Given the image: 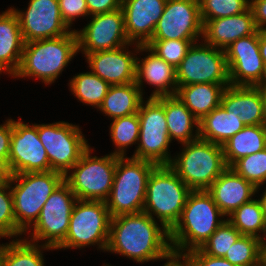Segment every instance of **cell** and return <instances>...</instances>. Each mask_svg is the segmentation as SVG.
<instances>
[{
  "label": "cell",
  "mask_w": 266,
  "mask_h": 266,
  "mask_svg": "<svg viewBox=\"0 0 266 266\" xmlns=\"http://www.w3.org/2000/svg\"><path fill=\"white\" fill-rule=\"evenodd\" d=\"M106 251L127 256L137 263L167 259L172 248L169 230L144 211L111 217Z\"/></svg>",
  "instance_id": "6da1fadb"
},
{
  "label": "cell",
  "mask_w": 266,
  "mask_h": 266,
  "mask_svg": "<svg viewBox=\"0 0 266 266\" xmlns=\"http://www.w3.org/2000/svg\"><path fill=\"white\" fill-rule=\"evenodd\" d=\"M223 216L207 190L191 191L179 220L169 230L172 251L186 254L200 249L225 221Z\"/></svg>",
  "instance_id": "7a4b0ae2"
},
{
  "label": "cell",
  "mask_w": 266,
  "mask_h": 266,
  "mask_svg": "<svg viewBox=\"0 0 266 266\" xmlns=\"http://www.w3.org/2000/svg\"><path fill=\"white\" fill-rule=\"evenodd\" d=\"M77 53L75 29L61 37L24 43L19 68L12 77H35L45 85L52 84Z\"/></svg>",
  "instance_id": "3957f363"
},
{
  "label": "cell",
  "mask_w": 266,
  "mask_h": 266,
  "mask_svg": "<svg viewBox=\"0 0 266 266\" xmlns=\"http://www.w3.org/2000/svg\"><path fill=\"white\" fill-rule=\"evenodd\" d=\"M191 191L169 165H157L148 178L143 211L152 218L155 215L160 225L170 230Z\"/></svg>",
  "instance_id": "277c9868"
},
{
  "label": "cell",
  "mask_w": 266,
  "mask_h": 266,
  "mask_svg": "<svg viewBox=\"0 0 266 266\" xmlns=\"http://www.w3.org/2000/svg\"><path fill=\"white\" fill-rule=\"evenodd\" d=\"M182 146L169 166L192 191L207 190L227 168L223 147L200 138Z\"/></svg>",
  "instance_id": "5b68a950"
},
{
  "label": "cell",
  "mask_w": 266,
  "mask_h": 266,
  "mask_svg": "<svg viewBox=\"0 0 266 266\" xmlns=\"http://www.w3.org/2000/svg\"><path fill=\"white\" fill-rule=\"evenodd\" d=\"M9 181L16 224L25 234L39 218L49 196L64 181V175L57 171L17 173Z\"/></svg>",
  "instance_id": "8992f818"
},
{
  "label": "cell",
  "mask_w": 266,
  "mask_h": 266,
  "mask_svg": "<svg viewBox=\"0 0 266 266\" xmlns=\"http://www.w3.org/2000/svg\"><path fill=\"white\" fill-rule=\"evenodd\" d=\"M152 162L118 157L112 189L105 201L111 217L143 211Z\"/></svg>",
  "instance_id": "52a82bcc"
},
{
  "label": "cell",
  "mask_w": 266,
  "mask_h": 266,
  "mask_svg": "<svg viewBox=\"0 0 266 266\" xmlns=\"http://www.w3.org/2000/svg\"><path fill=\"white\" fill-rule=\"evenodd\" d=\"M89 147L78 162L64 175V181L79 200L106 201L113 185L119 156H91ZM72 171V172H71Z\"/></svg>",
  "instance_id": "ba28073f"
},
{
  "label": "cell",
  "mask_w": 266,
  "mask_h": 266,
  "mask_svg": "<svg viewBox=\"0 0 266 266\" xmlns=\"http://www.w3.org/2000/svg\"><path fill=\"white\" fill-rule=\"evenodd\" d=\"M111 215L104 201L77 200L72 210L69 229L58 249L89 247L97 244L106 251Z\"/></svg>",
  "instance_id": "9c48e42d"
},
{
  "label": "cell",
  "mask_w": 266,
  "mask_h": 266,
  "mask_svg": "<svg viewBox=\"0 0 266 266\" xmlns=\"http://www.w3.org/2000/svg\"><path fill=\"white\" fill-rule=\"evenodd\" d=\"M138 146L132 158L141 159L155 165H170L172 157L168 150L169 139L164 112V96L142 101L139 111Z\"/></svg>",
  "instance_id": "30bf717a"
},
{
  "label": "cell",
  "mask_w": 266,
  "mask_h": 266,
  "mask_svg": "<svg viewBox=\"0 0 266 266\" xmlns=\"http://www.w3.org/2000/svg\"><path fill=\"white\" fill-rule=\"evenodd\" d=\"M52 171L65 175L90 147L79 126L65 121L37 124Z\"/></svg>",
  "instance_id": "8fae6325"
},
{
  "label": "cell",
  "mask_w": 266,
  "mask_h": 266,
  "mask_svg": "<svg viewBox=\"0 0 266 266\" xmlns=\"http://www.w3.org/2000/svg\"><path fill=\"white\" fill-rule=\"evenodd\" d=\"M77 200L70 186L63 181L43 205L39 218L29 229L33 231L30 234L32 238H28L27 241L38 244L39 240H45L42 245L57 250L65 240Z\"/></svg>",
  "instance_id": "7c38bea8"
},
{
  "label": "cell",
  "mask_w": 266,
  "mask_h": 266,
  "mask_svg": "<svg viewBox=\"0 0 266 266\" xmlns=\"http://www.w3.org/2000/svg\"><path fill=\"white\" fill-rule=\"evenodd\" d=\"M201 42L193 43L175 68L177 85L230 83L225 51Z\"/></svg>",
  "instance_id": "4fadbf2b"
},
{
  "label": "cell",
  "mask_w": 266,
  "mask_h": 266,
  "mask_svg": "<svg viewBox=\"0 0 266 266\" xmlns=\"http://www.w3.org/2000/svg\"><path fill=\"white\" fill-rule=\"evenodd\" d=\"M91 20L77 31L78 52L89 53L135 45L128 40L122 8L90 16Z\"/></svg>",
  "instance_id": "5bb4252c"
},
{
  "label": "cell",
  "mask_w": 266,
  "mask_h": 266,
  "mask_svg": "<svg viewBox=\"0 0 266 266\" xmlns=\"http://www.w3.org/2000/svg\"><path fill=\"white\" fill-rule=\"evenodd\" d=\"M8 168L11 175L52 171L44 145L38 137L37 124L29 125L21 119H12Z\"/></svg>",
  "instance_id": "9a60e30c"
},
{
  "label": "cell",
  "mask_w": 266,
  "mask_h": 266,
  "mask_svg": "<svg viewBox=\"0 0 266 266\" xmlns=\"http://www.w3.org/2000/svg\"><path fill=\"white\" fill-rule=\"evenodd\" d=\"M202 33L199 2L167 0L151 40L198 39Z\"/></svg>",
  "instance_id": "2e32d148"
},
{
  "label": "cell",
  "mask_w": 266,
  "mask_h": 266,
  "mask_svg": "<svg viewBox=\"0 0 266 266\" xmlns=\"http://www.w3.org/2000/svg\"><path fill=\"white\" fill-rule=\"evenodd\" d=\"M12 9L18 17L24 43L57 38L73 31L64 23L58 0H30L25 12Z\"/></svg>",
  "instance_id": "e0dca14e"
},
{
  "label": "cell",
  "mask_w": 266,
  "mask_h": 266,
  "mask_svg": "<svg viewBox=\"0 0 266 266\" xmlns=\"http://www.w3.org/2000/svg\"><path fill=\"white\" fill-rule=\"evenodd\" d=\"M230 85L255 86L261 79L264 62L259 51V30L232 42L225 50Z\"/></svg>",
  "instance_id": "ac0fdd59"
},
{
  "label": "cell",
  "mask_w": 266,
  "mask_h": 266,
  "mask_svg": "<svg viewBox=\"0 0 266 266\" xmlns=\"http://www.w3.org/2000/svg\"><path fill=\"white\" fill-rule=\"evenodd\" d=\"M167 0H122L125 31L131 43L146 45L163 14Z\"/></svg>",
  "instance_id": "d6986e66"
},
{
  "label": "cell",
  "mask_w": 266,
  "mask_h": 266,
  "mask_svg": "<svg viewBox=\"0 0 266 266\" xmlns=\"http://www.w3.org/2000/svg\"><path fill=\"white\" fill-rule=\"evenodd\" d=\"M122 46L112 50L89 53L86 56L91 71L110 85L136 81L137 55ZM136 55V57H135Z\"/></svg>",
  "instance_id": "ffe728a7"
},
{
  "label": "cell",
  "mask_w": 266,
  "mask_h": 266,
  "mask_svg": "<svg viewBox=\"0 0 266 266\" xmlns=\"http://www.w3.org/2000/svg\"><path fill=\"white\" fill-rule=\"evenodd\" d=\"M136 53L149 52L144 59L136 58V84L142 92L143 82L156 89L149 98L175 95L177 91L176 69L158 57L146 45L135 44ZM144 80V81H143Z\"/></svg>",
  "instance_id": "44dd1931"
},
{
  "label": "cell",
  "mask_w": 266,
  "mask_h": 266,
  "mask_svg": "<svg viewBox=\"0 0 266 266\" xmlns=\"http://www.w3.org/2000/svg\"><path fill=\"white\" fill-rule=\"evenodd\" d=\"M202 22L204 43L222 50L237 39L258 31L250 8L238 15L202 20Z\"/></svg>",
  "instance_id": "7402d4cb"
},
{
  "label": "cell",
  "mask_w": 266,
  "mask_h": 266,
  "mask_svg": "<svg viewBox=\"0 0 266 266\" xmlns=\"http://www.w3.org/2000/svg\"><path fill=\"white\" fill-rule=\"evenodd\" d=\"M220 211L229 216L258 192L249 181L227 167L207 189Z\"/></svg>",
  "instance_id": "603a6c76"
},
{
  "label": "cell",
  "mask_w": 266,
  "mask_h": 266,
  "mask_svg": "<svg viewBox=\"0 0 266 266\" xmlns=\"http://www.w3.org/2000/svg\"><path fill=\"white\" fill-rule=\"evenodd\" d=\"M221 105L227 112L238 115L245 125H264L262 94L255 86H227Z\"/></svg>",
  "instance_id": "cb8c5ba5"
},
{
  "label": "cell",
  "mask_w": 266,
  "mask_h": 266,
  "mask_svg": "<svg viewBox=\"0 0 266 266\" xmlns=\"http://www.w3.org/2000/svg\"><path fill=\"white\" fill-rule=\"evenodd\" d=\"M23 47L19 20L10 7L0 14V74L6 71L14 75L21 62Z\"/></svg>",
  "instance_id": "d4e9b609"
},
{
  "label": "cell",
  "mask_w": 266,
  "mask_h": 266,
  "mask_svg": "<svg viewBox=\"0 0 266 266\" xmlns=\"http://www.w3.org/2000/svg\"><path fill=\"white\" fill-rule=\"evenodd\" d=\"M230 83H199L177 86L176 96L200 121L221 104L224 89Z\"/></svg>",
  "instance_id": "484cf974"
},
{
  "label": "cell",
  "mask_w": 266,
  "mask_h": 266,
  "mask_svg": "<svg viewBox=\"0 0 266 266\" xmlns=\"http://www.w3.org/2000/svg\"><path fill=\"white\" fill-rule=\"evenodd\" d=\"M164 112L170 141L185 144L199 138V120L176 95L164 96Z\"/></svg>",
  "instance_id": "4316f807"
},
{
  "label": "cell",
  "mask_w": 266,
  "mask_h": 266,
  "mask_svg": "<svg viewBox=\"0 0 266 266\" xmlns=\"http://www.w3.org/2000/svg\"><path fill=\"white\" fill-rule=\"evenodd\" d=\"M245 126L238 115L220 104L199 121V138L222 146Z\"/></svg>",
  "instance_id": "83f0119b"
},
{
  "label": "cell",
  "mask_w": 266,
  "mask_h": 266,
  "mask_svg": "<svg viewBox=\"0 0 266 266\" xmlns=\"http://www.w3.org/2000/svg\"><path fill=\"white\" fill-rule=\"evenodd\" d=\"M143 100V92L136 82L111 85L98 109L113 120L138 113Z\"/></svg>",
  "instance_id": "f1b7e54d"
},
{
  "label": "cell",
  "mask_w": 266,
  "mask_h": 266,
  "mask_svg": "<svg viewBox=\"0 0 266 266\" xmlns=\"http://www.w3.org/2000/svg\"><path fill=\"white\" fill-rule=\"evenodd\" d=\"M222 147L225 163L230 167L236 160L266 148V126L246 125Z\"/></svg>",
  "instance_id": "f546056e"
},
{
  "label": "cell",
  "mask_w": 266,
  "mask_h": 266,
  "mask_svg": "<svg viewBox=\"0 0 266 266\" xmlns=\"http://www.w3.org/2000/svg\"><path fill=\"white\" fill-rule=\"evenodd\" d=\"M230 217V218H229ZM227 220L242 234L264 239L259 233L266 237V220L257 199L242 204Z\"/></svg>",
  "instance_id": "4dcf8cb0"
},
{
  "label": "cell",
  "mask_w": 266,
  "mask_h": 266,
  "mask_svg": "<svg viewBox=\"0 0 266 266\" xmlns=\"http://www.w3.org/2000/svg\"><path fill=\"white\" fill-rule=\"evenodd\" d=\"M72 94L76 98L87 105L99 108L104 97L109 91L110 84L90 72L79 73L75 75L69 83Z\"/></svg>",
  "instance_id": "1f68e13d"
},
{
  "label": "cell",
  "mask_w": 266,
  "mask_h": 266,
  "mask_svg": "<svg viewBox=\"0 0 266 266\" xmlns=\"http://www.w3.org/2000/svg\"><path fill=\"white\" fill-rule=\"evenodd\" d=\"M42 249L53 250L42 244L29 242L26 238L12 240L4 244L3 266H45Z\"/></svg>",
  "instance_id": "d6a6232c"
},
{
  "label": "cell",
  "mask_w": 266,
  "mask_h": 266,
  "mask_svg": "<svg viewBox=\"0 0 266 266\" xmlns=\"http://www.w3.org/2000/svg\"><path fill=\"white\" fill-rule=\"evenodd\" d=\"M139 128L138 113L113 119L109 133L116 149L112 154L125 157L126 148L138 144Z\"/></svg>",
  "instance_id": "836d02e7"
},
{
  "label": "cell",
  "mask_w": 266,
  "mask_h": 266,
  "mask_svg": "<svg viewBox=\"0 0 266 266\" xmlns=\"http://www.w3.org/2000/svg\"><path fill=\"white\" fill-rule=\"evenodd\" d=\"M223 258L235 266H259L262 263V240L241 235Z\"/></svg>",
  "instance_id": "e575fe53"
},
{
  "label": "cell",
  "mask_w": 266,
  "mask_h": 266,
  "mask_svg": "<svg viewBox=\"0 0 266 266\" xmlns=\"http://www.w3.org/2000/svg\"><path fill=\"white\" fill-rule=\"evenodd\" d=\"M230 167L255 188L260 189L266 182V148L236 160Z\"/></svg>",
  "instance_id": "d590c367"
},
{
  "label": "cell",
  "mask_w": 266,
  "mask_h": 266,
  "mask_svg": "<svg viewBox=\"0 0 266 266\" xmlns=\"http://www.w3.org/2000/svg\"><path fill=\"white\" fill-rule=\"evenodd\" d=\"M241 235L226 219L202 245L200 250L207 255L223 258Z\"/></svg>",
  "instance_id": "8d00e7d4"
},
{
  "label": "cell",
  "mask_w": 266,
  "mask_h": 266,
  "mask_svg": "<svg viewBox=\"0 0 266 266\" xmlns=\"http://www.w3.org/2000/svg\"><path fill=\"white\" fill-rule=\"evenodd\" d=\"M199 39H181V40H150L146 46L158 57L177 68L188 49Z\"/></svg>",
  "instance_id": "74e56055"
},
{
  "label": "cell",
  "mask_w": 266,
  "mask_h": 266,
  "mask_svg": "<svg viewBox=\"0 0 266 266\" xmlns=\"http://www.w3.org/2000/svg\"><path fill=\"white\" fill-rule=\"evenodd\" d=\"M199 5L201 19L212 20L245 12L250 7V0H202Z\"/></svg>",
  "instance_id": "f35d334b"
},
{
  "label": "cell",
  "mask_w": 266,
  "mask_h": 266,
  "mask_svg": "<svg viewBox=\"0 0 266 266\" xmlns=\"http://www.w3.org/2000/svg\"><path fill=\"white\" fill-rule=\"evenodd\" d=\"M24 233L17 227L10 181L0 183V238L18 237Z\"/></svg>",
  "instance_id": "ab89813d"
},
{
  "label": "cell",
  "mask_w": 266,
  "mask_h": 266,
  "mask_svg": "<svg viewBox=\"0 0 266 266\" xmlns=\"http://www.w3.org/2000/svg\"><path fill=\"white\" fill-rule=\"evenodd\" d=\"M61 16L64 23L71 29L75 18L89 15L86 0H58Z\"/></svg>",
  "instance_id": "60d3db41"
},
{
  "label": "cell",
  "mask_w": 266,
  "mask_h": 266,
  "mask_svg": "<svg viewBox=\"0 0 266 266\" xmlns=\"http://www.w3.org/2000/svg\"><path fill=\"white\" fill-rule=\"evenodd\" d=\"M186 255L197 266H235L225 258L213 257L203 253L200 249H195L186 253Z\"/></svg>",
  "instance_id": "b9f144b4"
},
{
  "label": "cell",
  "mask_w": 266,
  "mask_h": 266,
  "mask_svg": "<svg viewBox=\"0 0 266 266\" xmlns=\"http://www.w3.org/2000/svg\"><path fill=\"white\" fill-rule=\"evenodd\" d=\"M12 136V119L0 125V159L8 165Z\"/></svg>",
  "instance_id": "7bdbcfd3"
},
{
  "label": "cell",
  "mask_w": 266,
  "mask_h": 266,
  "mask_svg": "<svg viewBox=\"0 0 266 266\" xmlns=\"http://www.w3.org/2000/svg\"><path fill=\"white\" fill-rule=\"evenodd\" d=\"M89 15L102 14L121 8L122 0H86Z\"/></svg>",
  "instance_id": "ee69618b"
},
{
  "label": "cell",
  "mask_w": 266,
  "mask_h": 266,
  "mask_svg": "<svg viewBox=\"0 0 266 266\" xmlns=\"http://www.w3.org/2000/svg\"><path fill=\"white\" fill-rule=\"evenodd\" d=\"M249 8L257 29H266V0H251Z\"/></svg>",
  "instance_id": "f6af8a7d"
},
{
  "label": "cell",
  "mask_w": 266,
  "mask_h": 266,
  "mask_svg": "<svg viewBox=\"0 0 266 266\" xmlns=\"http://www.w3.org/2000/svg\"><path fill=\"white\" fill-rule=\"evenodd\" d=\"M183 261H180V260ZM167 266H197L186 254L172 252Z\"/></svg>",
  "instance_id": "bcb514c9"
},
{
  "label": "cell",
  "mask_w": 266,
  "mask_h": 266,
  "mask_svg": "<svg viewBox=\"0 0 266 266\" xmlns=\"http://www.w3.org/2000/svg\"><path fill=\"white\" fill-rule=\"evenodd\" d=\"M259 51L264 65H266V29L259 30Z\"/></svg>",
  "instance_id": "7dc6e473"
},
{
  "label": "cell",
  "mask_w": 266,
  "mask_h": 266,
  "mask_svg": "<svg viewBox=\"0 0 266 266\" xmlns=\"http://www.w3.org/2000/svg\"><path fill=\"white\" fill-rule=\"evenodd\" d=\"M11 177L7 163L0 159V183L9 181Z\"/></svg>",
  "instance_id": "c3c4849f"
},
{
  "label": "cell",
  "mask_w": 266,
  "mask_h": 266,
  "mask_svg": "<svg viewBox=\"0 0 266 266\" xmlns=\"http://www.w3.org/2000/svg\"><path fill=\"white\" fill-rule=\"evenodd\" d=\"M257 88H266V65H264L263 74L260 81L255 85Z\"/></svg>",
  "instance_id": "681fc988"
},
{
  "label": "cell",
  "mask_w": 266,
  "mask_h": 266,
  "mask_svg": "<svg viewBox=\"0 0 266 266\" xmlns=\"http://www.w3.org/2000/svg\"><path fill=\"white\" fill-rule=\"evenodd\" d=\"M260 205H261V209L263 211V214H264V217H265V220H266V189L265 191L263 192V195L260 199H258Z\"/></svg>",
  "instance_id": "f907efd6"
},
{
  "label": "cell",
  "mask_w": 266,
  "mask_h": 266,
  "mask_svg": "<svg viewBox=\"0 0 266 266\" xmlns=\"http://www.w3.org/2000/svg\"><path fill=\"white\" fill-rule=\"evenodd\" d=\"M263 99L264 125L266 126V88H259Z\"/></svg>",
  "instance_id": "816d5d0a"
},
{
  "label": "cell",
  "mask_w": 266,
  "mask_h": 266,
  "mask_svg": "<svg viewBox=\"0 0 266 266\" xmlns=\"http://www.w3.org/2000/svg\"><path fill=\"white\" fill-rule=\"evenodd\" d=\"M262 240V264L266 266V237Z\"/></svg>",
  "instance_id": "f5cc1de1"
},
{
  "label": "cell",
  "mask_w": 266,
  "mask_h": 266,
  "mask_svg": "<svg viewBox=\"0 0 266 266\" xmlns=\"http://www.w3.org/2000/svg\"><path fill=\"white\" fill-rule=\"evenodd\" d=\"M4 262V244L0 245V266H3Z\"/></svg>",
  "instance_id": "db71d44e"
}]
</instances>
